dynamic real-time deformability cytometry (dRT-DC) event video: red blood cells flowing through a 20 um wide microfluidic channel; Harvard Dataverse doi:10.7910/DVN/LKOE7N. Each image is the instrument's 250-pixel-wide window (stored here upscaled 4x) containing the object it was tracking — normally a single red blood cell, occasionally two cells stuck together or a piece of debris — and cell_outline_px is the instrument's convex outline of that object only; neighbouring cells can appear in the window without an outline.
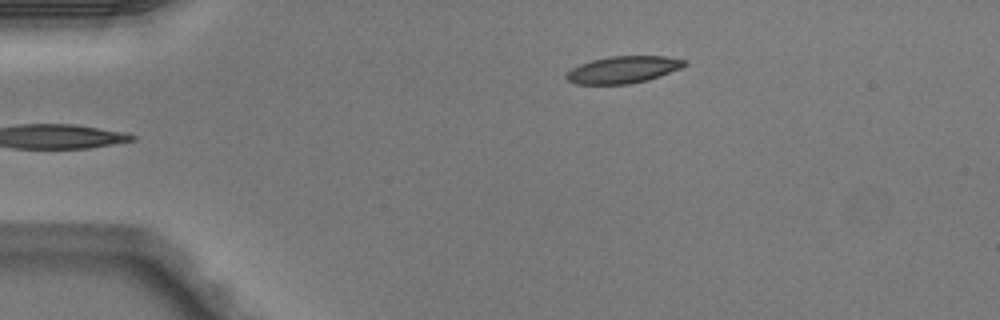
{"species": "Egyptian fruit bat (a non-hibernating species)", "species_latin": "Rousettus aegyptiacus", "temperature_condition": "warm", "stored_images_in_passage": 4, "camera_frame_rate_fps": 3000, "um_per_image_px": 0.085, "animal": {"sex": "male"}, "frame": {"image": 1, "passage_image": 4, "time_ms": 1.0, "image_size_px": [1000, 320], "cell_outline_px": [[688, 64], [680, 68], [660, 76], [648, 80], [628, 84], [576, 84], [568, 80], [564, 76], [572, 68], [580, 64], [592, 60], [608, 56], [664, 56], [688, 60]], "centroid_in_image_um": [52.99, 5.91], "position_along_channel_um": 32.0, "area_um2": 18.61}}